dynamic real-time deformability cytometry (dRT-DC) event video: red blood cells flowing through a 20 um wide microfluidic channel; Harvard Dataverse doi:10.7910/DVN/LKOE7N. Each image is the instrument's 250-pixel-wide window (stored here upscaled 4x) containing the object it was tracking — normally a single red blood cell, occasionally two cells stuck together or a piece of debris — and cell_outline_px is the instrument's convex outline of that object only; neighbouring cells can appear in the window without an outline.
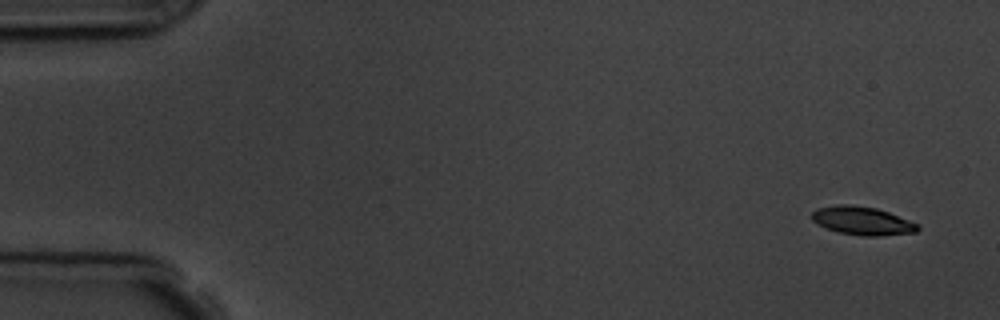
{"species": "common noctule bat (a hibernating species)", "species_latin": "Nyctalus noctula", "temperature_condition": "room temperature", "stored_images_in_passage": 5, "camera_frame_rate_fps": 3000, "um_per_image_px": 0.085, "animal": {"sex": "male", "body_mass_g": 19.5, "forearm_length_mm": 54.6}, "frame": {"image": 1, "passage_image": 1, "time_ms": 0.0, "image_size_px": [1000, 320], "cell_outline_px": [[920, 228], [916, 232], [880, 236], [864, 236], [836, 232], [812, 220], [812, 212], [816, 208], [836, 204], [848, 204], [876, 208], [888, 212], [920, 224]], "centroid_in_image_um": [73.31, 18.76], "position_along_channel_um": 11.7, "area_um2": 17.51}}
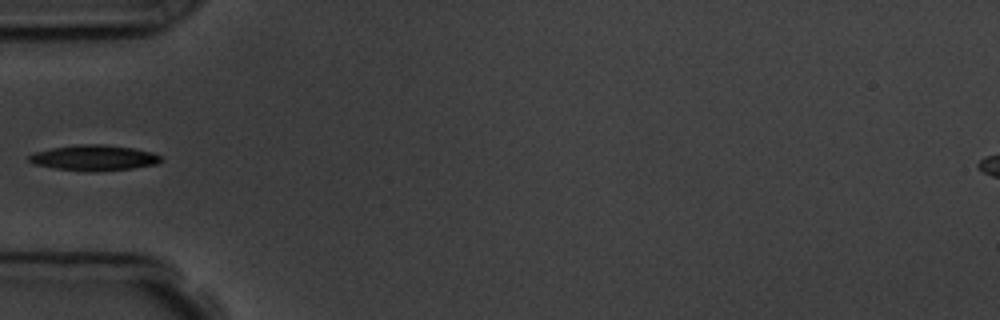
{"frame": {"image": 2, "passage_image": 5, "time_ms": 5.333, "image_size_px": [1000, 320], "cell_outline_px": [[164, 160], [156, 164], [132, 168], [92, 172], [52, 168], [32, 164], [28, 160], [28, 156], [36, 152], [52, 148], [80, 144], [104, 144], [132, 148], [152, 152], [160, 156]], "centroid_in_image_um": [7.98, 13.42], "position_along_channel_um": 77.0, "area_um2": 19.65}}